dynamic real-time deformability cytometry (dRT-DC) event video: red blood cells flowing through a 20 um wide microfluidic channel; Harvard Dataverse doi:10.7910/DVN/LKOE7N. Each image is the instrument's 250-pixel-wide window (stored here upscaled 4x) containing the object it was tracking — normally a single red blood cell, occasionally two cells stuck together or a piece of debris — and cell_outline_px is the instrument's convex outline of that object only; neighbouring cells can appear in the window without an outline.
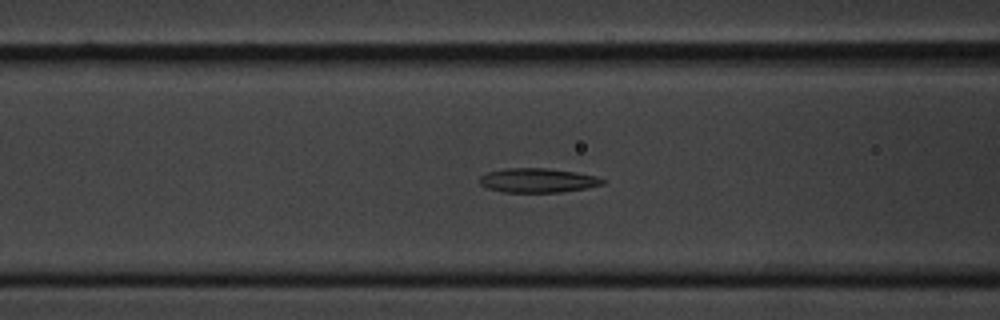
{"species": "common noctule bat (a hibernating species)", "species_latin": "Nyctalus noctula", "temperature_condition": "cold", "stored_images_in_passage": 58, "camera_frame_rate_fps": 3000, "um_per_image_px": 0.085, "animal": {"sex": "male", "body_mass_g": 20.1, "forearm_length_mm": 53.5}, "frame": {"image": 1, "passage_image": 23, "time_ms": 7.333, "image_size_px": [1000, 320], "cell_outline_px": [[604, 184], [584, 188], [560, 192], [504, 192], [488, 188], [480, 184], [480, 176], [488, 172], [508, 168], [548, 168], [576, 172], [596, 176], [604, 180]], "centroid_in_image_um": [45.7, 15.33], "position_along_channel_um": 120.9, "area_um2": 17.22}}
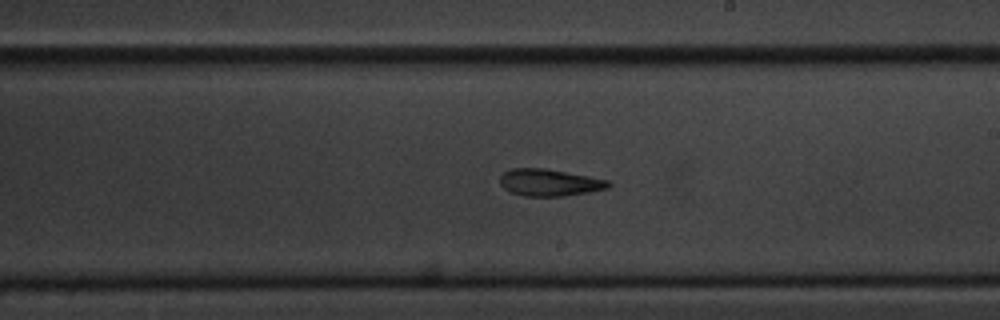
{"frame": {"image": 2, "passage_image": 34, "time_ms": 11.0, "image_size_px": [1000, 320], "cell_outline_px": [[612, 184], [608, 188], [588, 192], [564, 196], [524, 196], [512, 192], [504, 188], [500, 184], [500, 176], [504, 172], [512, 168], [544, 168], [588, 176], [608, 180]], "centroid_in_image_um": [46.7, 15.51], "position_along_channel_um": 242.3, "area_um2": 16.94}}
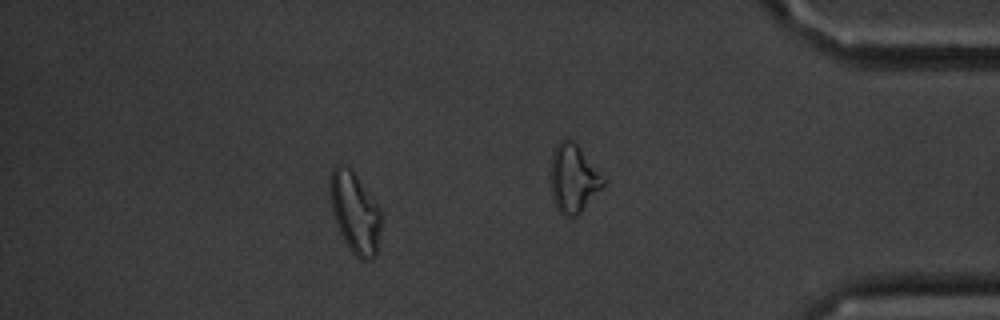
{"frame": {"image": 3, "passage_image": 53, "time_ms": 17.333, "image_size_px": [1000, 320], "cell_outline_px": [[380, 228], [376, 256], [372, 260], [360, 260], [352, 252], [344, 240], [336, 224], [332, 212], [332, 172], [336, 164], [348, 164], [352, 168], [380, 208]], "centroid_in_image_um": [30.2, 18.08], "position_along_channel_um": 405.0, "area_um2": 23.81}}